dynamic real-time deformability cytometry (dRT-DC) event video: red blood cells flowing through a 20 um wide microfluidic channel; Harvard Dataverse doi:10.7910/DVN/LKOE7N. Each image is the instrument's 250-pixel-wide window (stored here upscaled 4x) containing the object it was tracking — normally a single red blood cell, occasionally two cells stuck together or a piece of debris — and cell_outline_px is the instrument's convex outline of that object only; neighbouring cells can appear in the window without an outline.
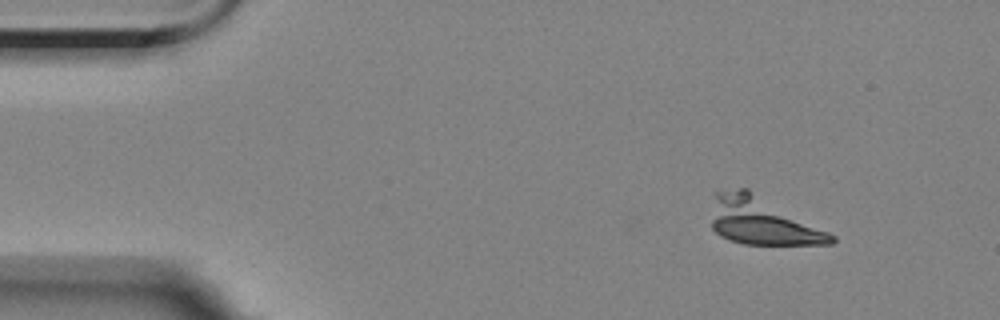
{"species": "Egyptian fruit bat (a non-hibernating species)", "species_latin": "Rousettus aegyptiacus", "temperature_condition": "room temperature", "stored_images_in_passage": 2, "camera_frame_rate_fps": 3000, "um_per_image_px": 0.085, "animal": {"sex": "female"}, "frame": {"image": 1, "passage_image": 1, "time_ms": 0.0, "image_size_px": [1000, 320], "cell_outline_px": [[836, 240], [832, 244], [744, 244], [720, 236], [712, 228], [712, 220], [716, 192], [740, 188], [748, 188], [836, 236]], "centroid_in_image_um": [64.8, 18.8], "position_along_channel_um": 20.2, "area_um2": 32.6}}